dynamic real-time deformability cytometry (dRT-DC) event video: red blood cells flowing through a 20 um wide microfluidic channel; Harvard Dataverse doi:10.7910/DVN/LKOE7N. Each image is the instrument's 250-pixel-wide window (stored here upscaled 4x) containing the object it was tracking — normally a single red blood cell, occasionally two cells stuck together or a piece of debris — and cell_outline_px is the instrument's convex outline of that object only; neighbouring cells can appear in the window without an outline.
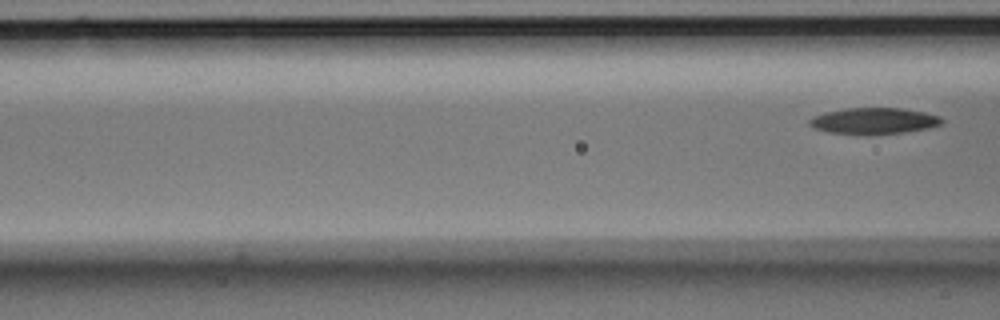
{"species": "Egyptian fruit bat (a non-hibernating species)", "species_latin": "Rousettus aegyptiacus", "temperature_condition": "room temperature", "stored_images_in_passage": 6, "segment_of_instrument_passage": [2, 2], "camera_frame_rate_fps": 3000, "um_per_image_px": 0.085, "animal": {"sex": "male"}, "frame": {"image": 1, "passage_image": 6, "time_ms": 1.667, "image_size_px": [1000, 320], "cell_outline_px": [[944, 120], [940, 124], [928, 128], [904, 132], [868, 136], [860, 136], [828, 132], [812, 128], [808, 124], [808, 120], [812, 116], [824, 112], [844, 108], [900, 108], [924, 112], [940, 116]], "centroid_in_image_um": [74.2, 10.3], "position_along_channel_um": 92.4, "area_um2": 20.81}}